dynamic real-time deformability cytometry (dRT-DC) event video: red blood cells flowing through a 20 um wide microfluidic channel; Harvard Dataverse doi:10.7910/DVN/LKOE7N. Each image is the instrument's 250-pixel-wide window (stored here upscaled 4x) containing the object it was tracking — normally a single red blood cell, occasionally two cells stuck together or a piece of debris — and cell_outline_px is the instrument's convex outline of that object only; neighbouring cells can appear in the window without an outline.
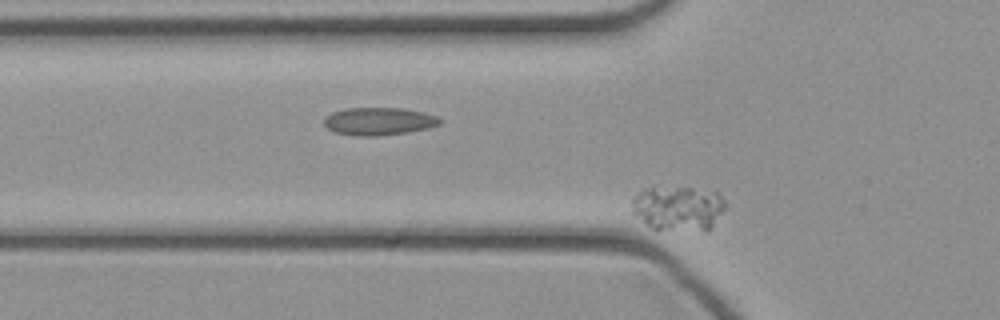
{"species": "common noctule bat (a hibernating species)", "species_latin": "Nyctalus noctula", "temperature_condition": "cold", "stored_images_in_passage": 30, "camera_frame_rate_fps": 3000, "um_per_image_px": 0.085, "animal": {"sex": "female", "body_mass_g": 21.9}, "frame": {"image": 1, "passage_image": 4, "time_ms": 1.0, "image_size_px": [1000, 320], "cell_outline_px": [[724, 208], [712, 228], [704, 232], [652, 228], [632, 212], [632, 200], [640, 192], [648, 188], [692, 188], [716, 192], [724, 200]], "centroid_in_image_um": [57.67, 17.73], "position_along_channel_um": 68.1, "area_um2": 24.04}}
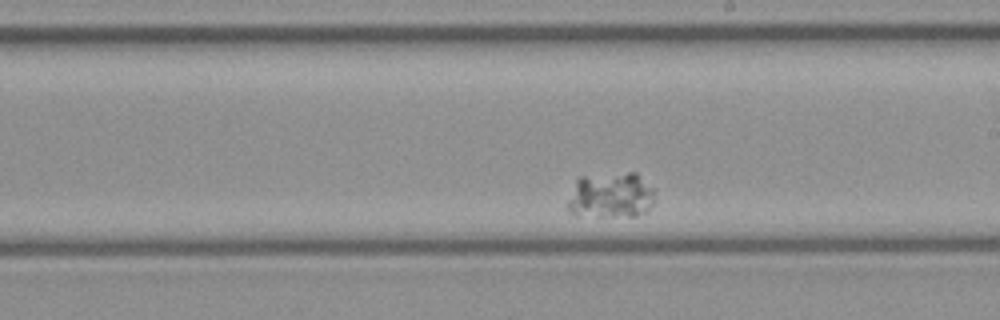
{"frame": {"image": 2, "passage_image": 18, "time_ms": 5.667, "image_size_px": [1000, 320], "cell_outline_px": [[656, 188], [652, 204], [648, 212], [636, 216], [576, 216], [568, 208], [568, 200], [576, 180], [580, 176], [628, 172], [636, 172]], "centroid_in_image_um": [51.97, 16.6], "position_along_channel_um": 237.0, "area_um2": 23.7}}
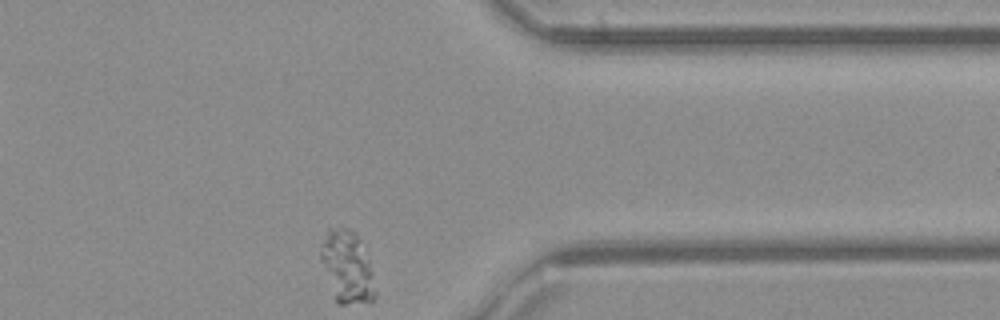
{"frame": {"image": 3, "passage_image": 30, "time_ms": 9.667, "image_size_px": [1000, 320], "cell_outline_px": [[376, 296], [372, 300], [344, 304], [336, 304], [320, 260], [320, 252], [328, 228], [340, 224], [356, 232], [360, 240], [368, 260], [376, 292]], "centroid_in_image_um": [29.47, 22.65], "position_along_channel_um": 381.9, "area_um2": 22.83}}